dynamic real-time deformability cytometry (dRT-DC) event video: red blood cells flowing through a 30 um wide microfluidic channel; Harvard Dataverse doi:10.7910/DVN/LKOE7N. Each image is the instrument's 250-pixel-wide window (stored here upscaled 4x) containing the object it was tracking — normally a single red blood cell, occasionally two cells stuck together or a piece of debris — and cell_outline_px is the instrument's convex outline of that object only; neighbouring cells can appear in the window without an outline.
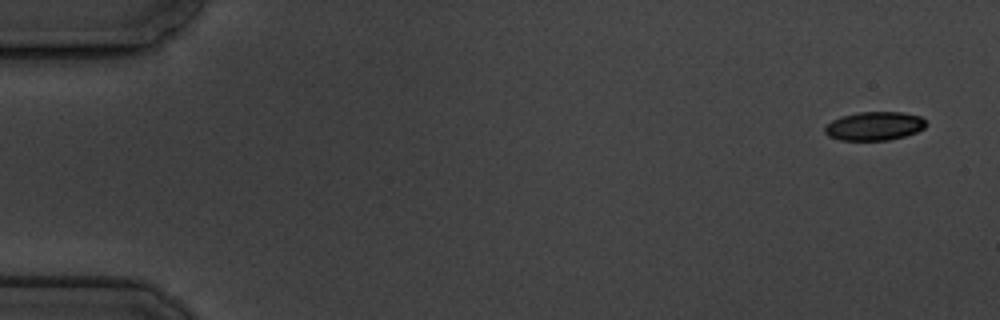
{"species": "common noctule bat (a hibernating species)", "species_latin": "Nyctalus noctula", "temperature_condition": "cold", "stored_images_in_passage": 3, "camera_frame_rate_fps": 3000, "um_per_image_px": 0.085, "animal": {"sex": "male", "body_mass_g": 19.5, "forearm_length_mm": 54.6}, "frame": {"image": 1, "passage_image": 1, "time_ms": 0.0, "image_size_px": [1000, 320], "cell_outline_px": [[928, 124], [924, 128], [916, 132], [904, 136], [888, 140], [840, 140], [828, 136], [824, 132], [824, 128], [832, 120], [840, 116], [856, 112], [904, 112], [920, 116]], "centroid_in_image_um": [74.31, 10.7], "position_along_channel_um": 10.7, "area_um2": 16.99}}